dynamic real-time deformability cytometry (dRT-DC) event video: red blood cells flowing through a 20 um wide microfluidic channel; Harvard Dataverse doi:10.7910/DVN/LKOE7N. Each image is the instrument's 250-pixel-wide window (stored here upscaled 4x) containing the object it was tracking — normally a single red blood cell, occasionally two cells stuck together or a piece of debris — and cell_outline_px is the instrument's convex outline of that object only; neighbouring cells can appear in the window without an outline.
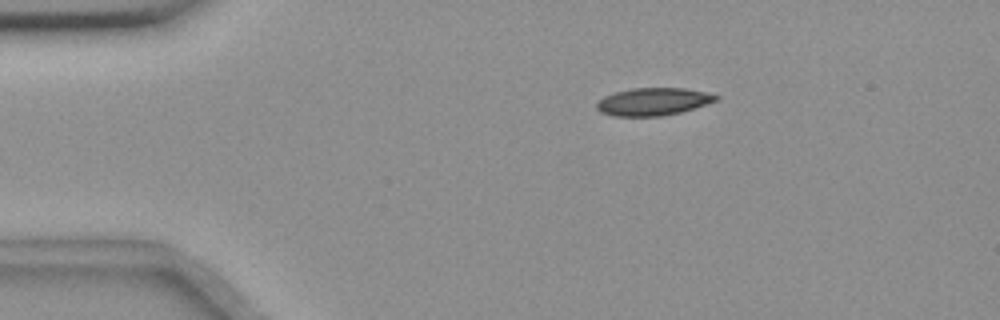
{"species": "common noctule bat (a hibernating species)", "species_latin": "Nyctalus noctula", "temperature_condition": "room temperature", "stored_images_in_passage": 46, "camera_frame_rate_fps": 3000, "um_per_image_px": 0.085, "animal": {"sex": "female", "body_mass_g": 18.4}, "frame": {"image": 1, "passage_image": 1, "time_ms": 0.0, "image_size_px": [1000, 320], "cell_outline_px": [[720, 100], [680, 112], [660, 116], [612, 116], [600, 112], [596, 108], [596, 100], [604, 96], [616, 92], [632, 88], [684, 88], [708, 92], [720, 96]], "centroid_in_image_um": [55.52, 8.63], "position_along_channel_um": 29.5, "area_um2": 19.36}}
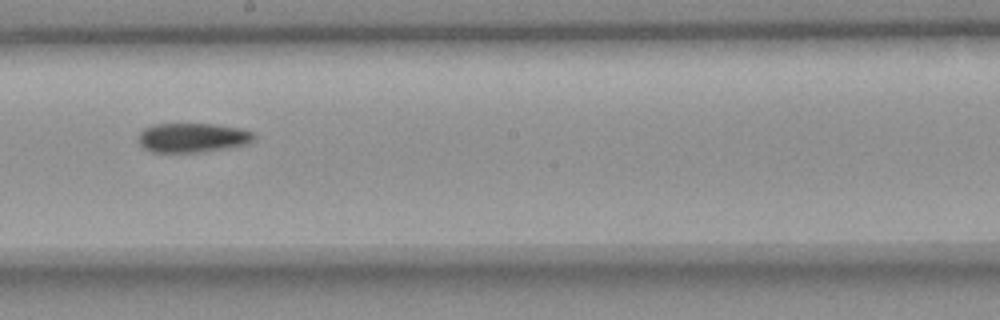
{"frame": {"image": 2, "passage_image": 22, "time_ms": 7.0, "image_size_px": [1000, 320], "cell_outline_px": [[256, 140], [248, 144], [200, 152], [152, 152], [144, 148], [140, 144], [136, 136], [144, 128], [152, 124], [212, 124], [240, 128], [252, 132], [256, 136]], "centroid_in_image_um": [16.35, 11.7], "position_along_channel_um": 231.8, "area_um2": 19.88}}
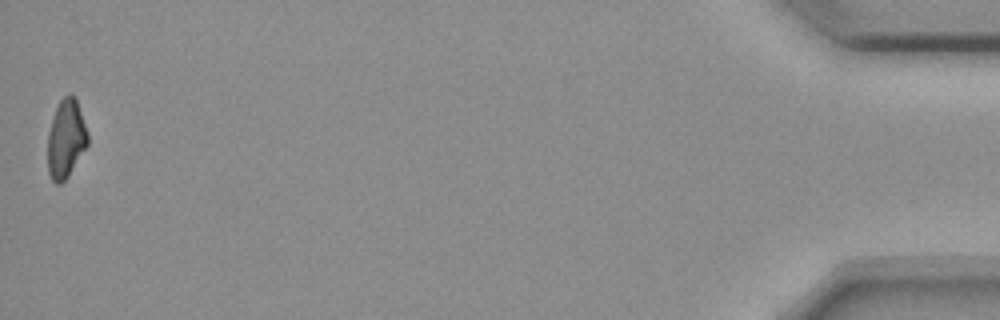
{"frame": {"image": 3, "passage_image": 46, "time_ms": 15.0, "image_size_px": [1000, 320], "cell_outline_px": [[88, 144], [68, 176], [60, 184], [56, 184], [52, 180], [48, 172], [48, 132], [56, 108], [60, 100], [68, 92], [72, 92], [76, 96], [88, 132]], "centroid_in_image_um": [5.62, 11.75], "position_along_channel_um": 429.6, "area_um2": 18.44}}